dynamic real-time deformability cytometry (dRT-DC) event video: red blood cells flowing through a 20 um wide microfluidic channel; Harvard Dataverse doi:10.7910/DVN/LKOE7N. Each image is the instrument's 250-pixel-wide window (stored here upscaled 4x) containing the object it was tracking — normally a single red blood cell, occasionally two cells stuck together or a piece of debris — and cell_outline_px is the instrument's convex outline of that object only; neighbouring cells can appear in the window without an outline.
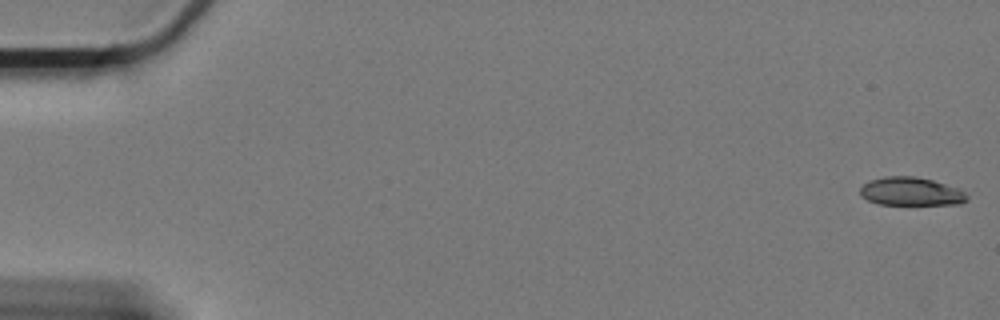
{"species": "Egyptian fruit bat (a non-hibernating species)", "species_latin": "Rousettus aegyptiacus", "temperature_condition": "cold", "stored_images_in_passage": 11, "camera_frame_rate_fps": 3000, "um_per_image_px": 0.085, "animal": {"sex": "female"}, "frame": {"image": 1, "passage_image": 1, "time_ms": 0.0, "image_size_px": [1000, 320], "cell_outline_px": [[968, 200], [960, 204], [880, 204], [868, 200], [860, 196], [860, 188], [868, 180], [884, 176], [916, 176], [932, 180], [960, 188], [968, 196]], "centroid_in_image_um": [77.43, 16.26], "position_along_channel_um": 7.6, "area_um2": 17.74}}